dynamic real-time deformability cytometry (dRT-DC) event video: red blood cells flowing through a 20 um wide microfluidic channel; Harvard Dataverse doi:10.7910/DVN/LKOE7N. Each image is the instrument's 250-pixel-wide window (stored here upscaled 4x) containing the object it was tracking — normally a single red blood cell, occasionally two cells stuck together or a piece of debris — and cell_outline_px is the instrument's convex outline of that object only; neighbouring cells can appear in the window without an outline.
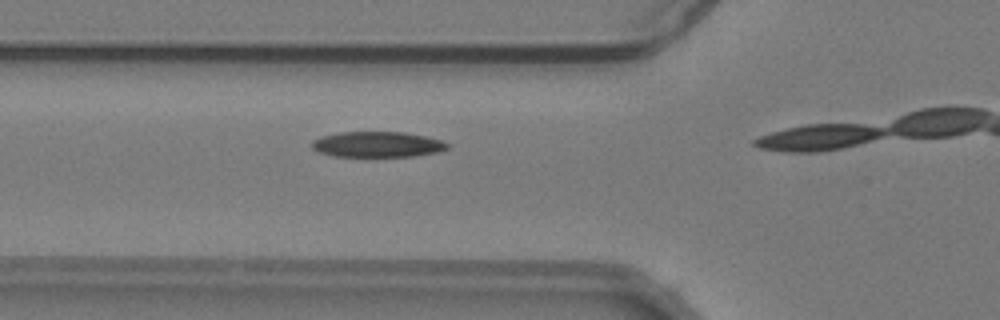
{"species": "common noctule bat (a hibernating species)", "species_latin": "Nyctalus noctula", "temperature_condition": "warm", "stored_images_in_passage": 9, "camera_frame_rate_fps": 3000, "um_per_image_px": 0.085, "animal": {"sex": "male", "body_mass_g": 19.2, "forearm_length_mm": 51.8}, "frame": {"image": 1, "passage_image": 8, "time_ms": 2.333, "image_size_px": [1000, 320], "cell_outline_px": [[448, 148], [436, 152], [412, 156], [332, 156], [320, 152], [312, 148], [312, 140], [320, 136], [340, 132], [404, 132], [428, 136], [440, 140], [448, 144]], "centroid_in_image_um": [32.05, 12.26], "position_along_channel_um": 93.7, "area_um2": 20.11}}